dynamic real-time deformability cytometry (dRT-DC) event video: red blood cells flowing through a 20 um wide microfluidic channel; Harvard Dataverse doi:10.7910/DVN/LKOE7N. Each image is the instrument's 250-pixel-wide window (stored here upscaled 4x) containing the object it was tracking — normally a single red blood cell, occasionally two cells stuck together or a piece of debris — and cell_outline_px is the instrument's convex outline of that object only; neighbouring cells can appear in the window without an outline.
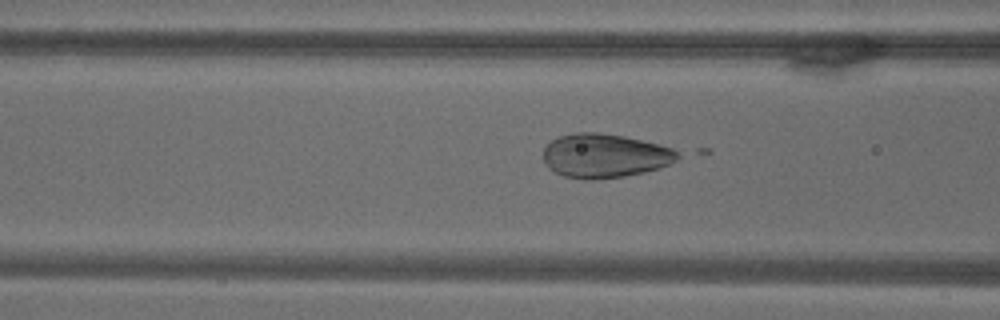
{"species": "common noctule bat (a hibernating species)", "species_latin": "Nyctalus noctula", "temperature_condition": "warm", "stored_images_in_passage": 37, "camera_frame_rate_fps": 3000, "um_per_image_px": 0.085, "animal": {"sex": "male", "body_mass_g": 18.8}, "frame": {"image": 1, "passage_image": 27, "time_ms": 8.667, "image_size_px": [1000, 320], "cell_outline_px": [[680, 156], [676, 160], [660, 168], [644, 172], [624, 176], [592, 180], [584, 180], [564, 176], [548, 168], [544, 164], [544, 148], [552, 140], [560, 136], [572, 132], [600, 132], [624, 136], [672, 148], [680, 152]], "centroid_in_image_um": [51.38, 13.24], "position_along_channel_um": 115.2, "area_um2": 34.51}}
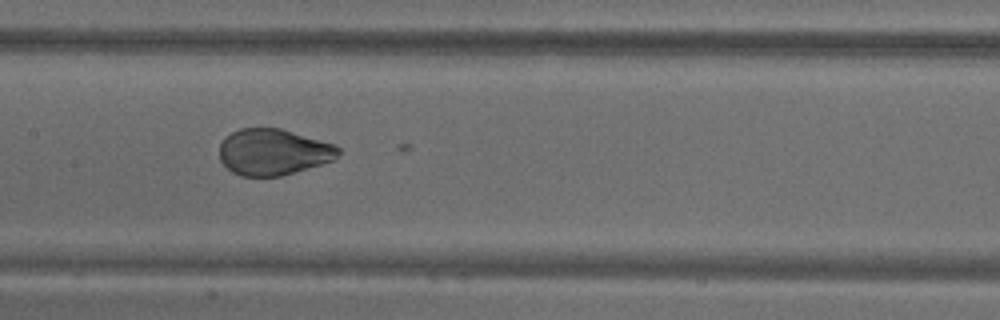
{"frame": {"image": 2, "passage_image": 34, "time_ms": 11.0, "image_size_px": [1000, 320], "cell_outline_px": [[340, 152], [336, 160], [280, 176], [240, 176], [232, 172], [220, 160], [220, 144], [224, 136], [240, 128], [280, 128], [336, 144], [340, 148]], "centroid_in_image_um": [23.25, 12.91], "position_along_channel_um": 184.2, "area_um2": 32.25}}